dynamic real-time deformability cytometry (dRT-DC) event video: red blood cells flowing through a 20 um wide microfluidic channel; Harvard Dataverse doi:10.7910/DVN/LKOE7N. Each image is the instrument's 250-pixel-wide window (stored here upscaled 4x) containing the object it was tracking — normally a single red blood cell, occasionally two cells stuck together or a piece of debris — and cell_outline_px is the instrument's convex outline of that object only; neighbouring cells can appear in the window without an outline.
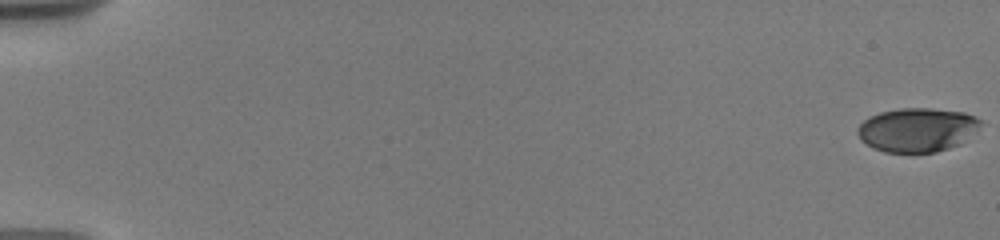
{"species": "human", "species_latin": "Homo sapiens", "temperature_condition": "warm", "stored_images_in_passage": 24, "camera_frame_rate_fps": 3000, "um_per_image_px": 0.085, "donor": {"sex": "male"}, "frame": {"image": 1, "passage_image": 1, "time_ms": 0.0, "image_size_px": [1000, 240], "cell_outline_px": [[980, 124], [960, 144], [936, 152], [884, 152], [872, 148], [860, 140], [856, 132], [856, 128], [864, 120], [880, 112], [900, 108], [932, 108], [964, 112], [976, 116], [980, 120]], "centroid_in_image_um": [77.91, 11.03], "position_along_channel_um": 7.1, "area_um2": 31.39}}
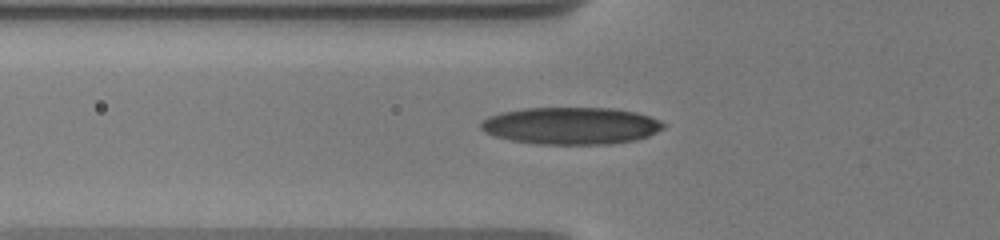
{"frame": {"image": 2, "passage_image": 14, "time_ms": 7.0, "image_size_px": [1000, 240], "cell_outline_px": [[664, 128], [648, 136], [636, 140], [608, 144], [536, 144], [512, 140], [496, 136], [484, 132], [480, 128], [480, 124], [488, 116], [500, 112], [524, 108], [616, 108], [636, 112], [660, 120], [664, 124]], "centroid_in_image_um": [48.53, 10.68], "position_along_channel_um": 77.3, "area_um2": 39.59}}
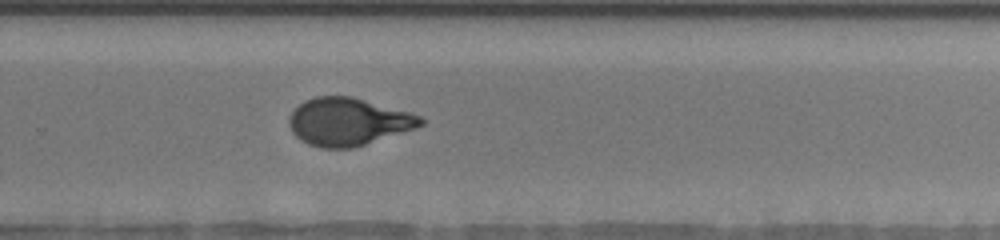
{"frame": {"image": 3, "passage_image": 24, "time_ms": 13.0, "image_size_px": [1000, 240], "cell_outline_px": [[424, 124], [416, 128], [364, 144], [348, 148], [320, 148], [308, 144], [300, 140], [292, 132], [288, 124], [288, 120], [292, 112], [304, 100], [316, 96], [352, 96], [408, 112], [420, 116], [424, 120]], "centroid_in_image_um": [29.56, 10.34], "position_along_channel_um": 300.2, "area_um2": 36.24}}